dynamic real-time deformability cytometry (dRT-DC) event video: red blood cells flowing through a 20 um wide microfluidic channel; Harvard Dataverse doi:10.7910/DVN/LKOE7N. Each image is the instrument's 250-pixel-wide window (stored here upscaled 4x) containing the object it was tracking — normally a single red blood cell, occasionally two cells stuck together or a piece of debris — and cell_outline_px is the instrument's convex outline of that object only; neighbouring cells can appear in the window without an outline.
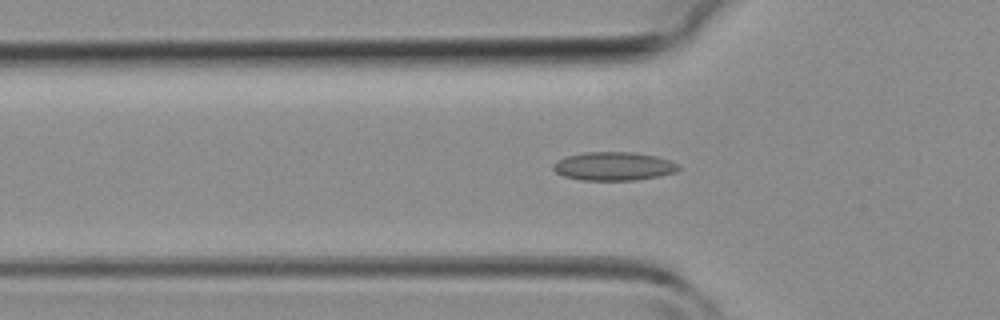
{"species": "common noctule bat (a hibernating species)", "species_latin": "Nyctalus noctula", "temperature_condition": "room temperature", "stored_images_in_passage": 40, "camera_frame_rate_fps": 3000, "um_per_image_px": 0.085, "animal": {"sex": "female", "body_mass_g": 19.3, "forearm_length_mm": 54.1}, "frame": {"image": 1, "passage_image": 12, "time_ms": 3.667, "image_size_px": [1000, 320], "cell_outline_px": [[680, 168], [676, 172], [660, 176], [636, 180], [580, 180], [564, 176], [556, 172], [552, 168], [552, 164], [568, 156], [584, 152], [632, 152], [656, 156], [672, 160], [680, 164]], "centroid_in_image_um": [52.21, 14.13], "position_along_channel_um": 73.6, "area_um2": 20.92}}
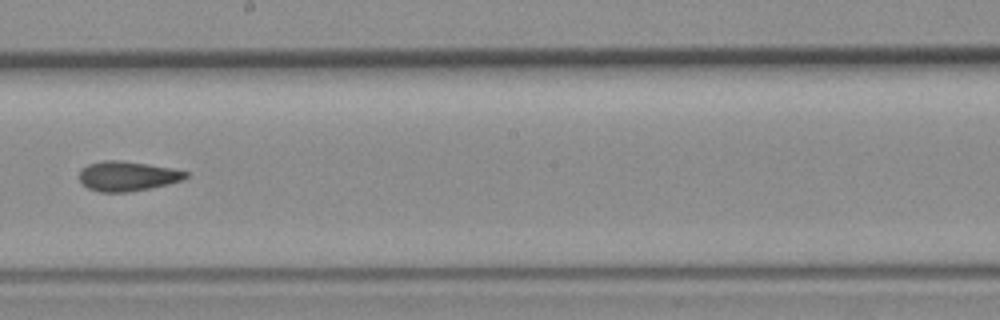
{"frame": {"image": 2, "passage_image": 22, "time_ms": 7.0, "image_size_px": [1000, 320], "cell_outline_px": [[188, 176], [184, 180], [168, 184], [128, 192], [100, 192], [88, 188], [80, 180], [80, 172], [88, 164], [104, 160], [116, 160], [148, 164], [172, 168], [188, 172]], "centroid_in_image_um": [10.86, 14.97], "position_along_channel_um": 237.3, "area_um2": 18.26}}
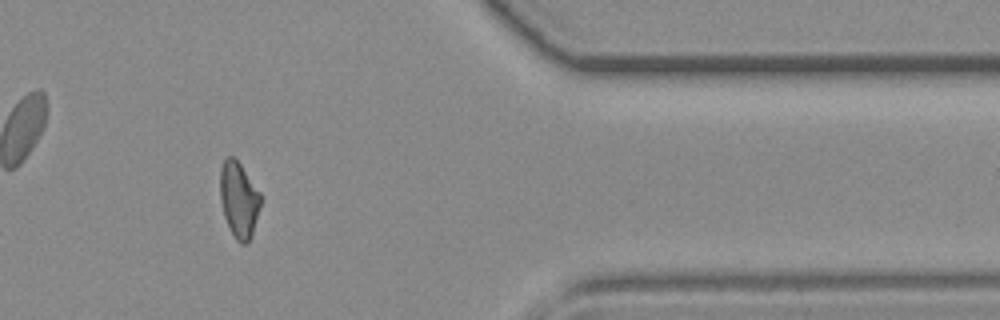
{"frame": {"image": 3, "passage_image": 33, "time_ms": 10.667, "image_size_px": [1000, 320], "cell_outline_px": [[260, 204], [252, 236], [248, 244], [240, 244], [236, 240], [224, 216], [220, 200], [220, 168], [224, 160], [228, 156], [232, 156], [240, 164], [260, 192]], "centroid_in_image_um": [20.29, 16.99], "position_along_channel_um": 391.1, "area_um2": 17.74}}